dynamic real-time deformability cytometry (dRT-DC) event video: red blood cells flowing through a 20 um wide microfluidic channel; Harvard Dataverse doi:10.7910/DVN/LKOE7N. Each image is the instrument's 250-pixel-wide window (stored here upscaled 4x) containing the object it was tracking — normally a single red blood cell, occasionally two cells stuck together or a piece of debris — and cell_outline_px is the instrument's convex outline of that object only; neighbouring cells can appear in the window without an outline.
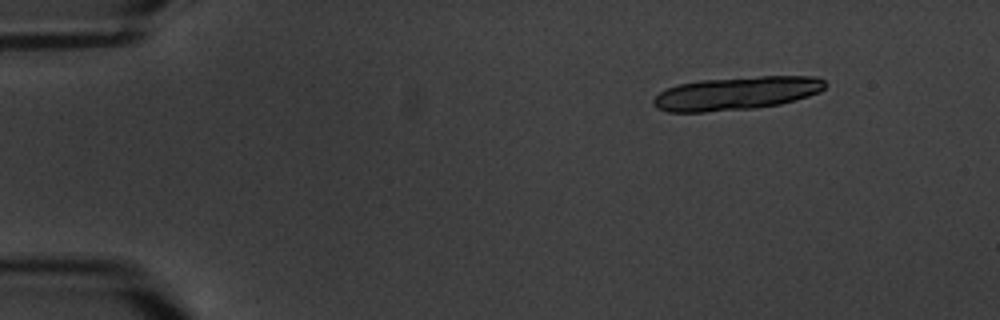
{"species": "common noctule bat (a hibernating species)", "species_latin": "Nyctalus noctula", "temperature_condition": "warm", "stored_images_in_passage": 10, "camera_frame_rate_fps": 3000, "um_per_image_px": 0.085, "animal": {"sex": "male", "body_mass_g": 20.1, "forearm_length_mm": 53.5}, "frame": {"image": 1, "passage_image": 1, "time_ms": 0.0, "image_size_px": [1000, 320], "cell_outline_px": [[824, 88], [820, 92], [808, 96], [780, 104], [756, 108], [704, 112], [668, 112], [656, 108], [652, 104], [652, 100], [660, 92], [668, 88], [680, 84], [700, 80], [760, 76], [816, 76], [824, 80]], "centroid_in_image_um": [62.58, 7.93], "position_along_channel_um": 22.4, "area_um2": 33.29}}
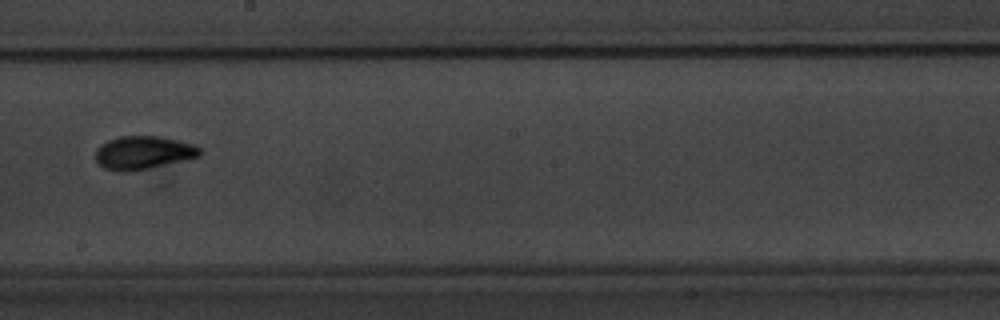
{"frame": {"image": 2, "passage_image": 9, "time_ms": 9.333, "image_size_px": [1000, 320], "cell_outline_px": [[200, 156], [184, 160], [148, 168], [128, 172], [124, 172], [104, 168], [96, 164], [96, 148], [108, 140], [120, 136], [160, 136], [180, 140], [196, 144], [200, 148]], "centroid_in_image_um": [12.17, 12.97], "position_along_channel_um": 236.0, "area_um2": 20.29}}
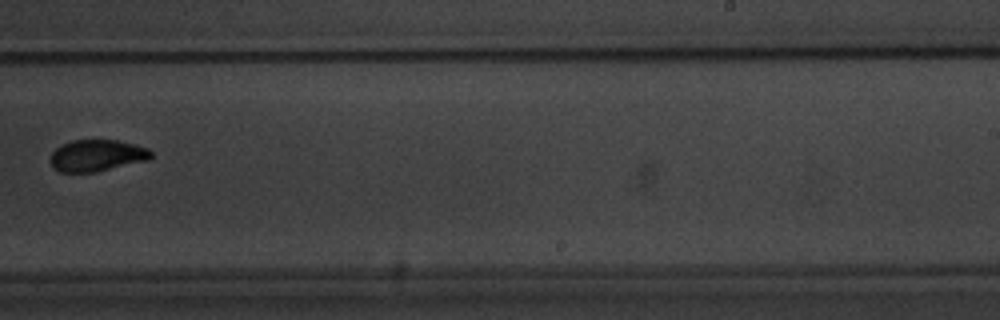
{"frame": {"image": 3, "passage_image": 10, "time_ms": 10.667, "image_size_px": [1000, 320], "cell_outline_px": [[152, 156], [148, 160], [96, 172], [60, 172], [52, 168], [48, 160], [52, 152], [56, 148], [72, 140], [116, 140], [148, 148], [152, 152]], "centroid_in_image_um": [8.19, 13.23], "position_along_channel_um": 280.8, "area_um2": 18.61}}